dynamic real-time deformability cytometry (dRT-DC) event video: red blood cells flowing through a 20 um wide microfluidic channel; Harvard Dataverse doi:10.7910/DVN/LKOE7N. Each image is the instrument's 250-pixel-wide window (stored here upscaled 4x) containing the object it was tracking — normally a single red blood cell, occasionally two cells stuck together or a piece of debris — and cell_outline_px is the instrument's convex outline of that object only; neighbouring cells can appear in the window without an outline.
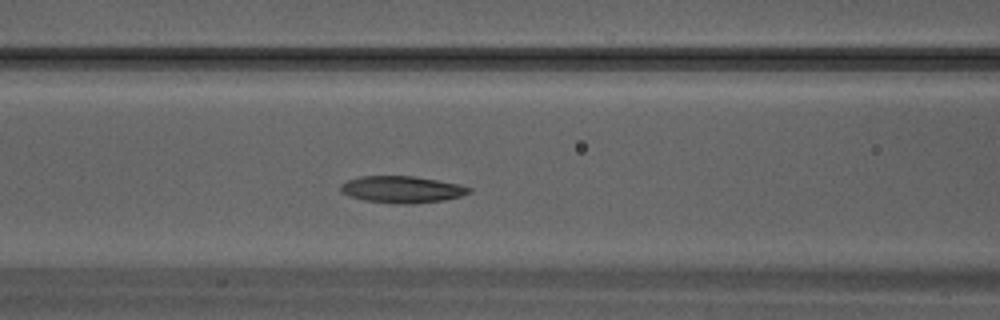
{"species": "Egyptian fruit bat (a non-hibernating species)", "species_latin": "Rousettus aegyptiacus", "temperature_condition": "warm", "stored_images_in_passage": 29, "camera_frame_rate_fps": 3000, "um_per_image_px": 0.085, "animal": {"sex": "male"}, "frame": {"image": 1, "passage_image": 9, "time_ms": 2.667, "image_size_px": [1000, 320], "cell_outline_px": [[472, 192], [460, 196], [444, 200], [412, 204], [396, 204], [364, 200], [348, 196], [340, 192], [340, 184], [348, 180], [360, 176], [416, 176], [456, 184], [472, 188]], "centroid_in_image_um": [34.13, 16.11], "position_along_channel_um": 132.5, "area_um2": 20.11}}